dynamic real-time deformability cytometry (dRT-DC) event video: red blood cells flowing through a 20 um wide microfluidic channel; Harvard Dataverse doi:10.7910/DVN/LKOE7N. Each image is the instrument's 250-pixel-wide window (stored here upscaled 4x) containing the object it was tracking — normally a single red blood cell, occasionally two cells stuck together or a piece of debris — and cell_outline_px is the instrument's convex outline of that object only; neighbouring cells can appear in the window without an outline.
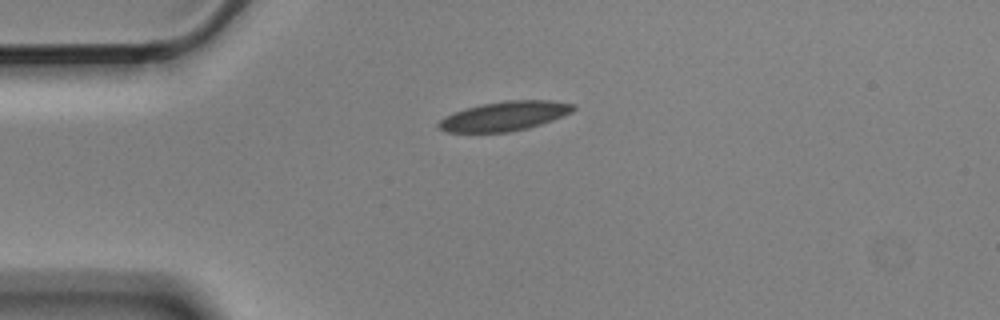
{"species": "Egyptian fruit bat (a non-hibernating species)", "species_latin": "Rousettus aegyptiacus", "temperature_condition": "cold", "stored_images_in_passage": 2, "camera_frame_rate_fps": 3000, "um_per_image_px": 0.085, "animal": {"sex": "male"}, "frame": {"image": 1, "passage_image": 1, "time_ms": 0.0, "image_size_px": [1000, 320], "cell_outline_px": [[576, 108], [572, 112], [552, 120], [528, 128], [508, 132], [448, 132], [440, 128], [436, 124], [444, 116], [480, 104], [504, 100], [552, 100], [576, 104]], "centroid_in_image_um": [42.92, 9.85], "position_along_channel_um": 42.1, "area_um2": 23.0}}